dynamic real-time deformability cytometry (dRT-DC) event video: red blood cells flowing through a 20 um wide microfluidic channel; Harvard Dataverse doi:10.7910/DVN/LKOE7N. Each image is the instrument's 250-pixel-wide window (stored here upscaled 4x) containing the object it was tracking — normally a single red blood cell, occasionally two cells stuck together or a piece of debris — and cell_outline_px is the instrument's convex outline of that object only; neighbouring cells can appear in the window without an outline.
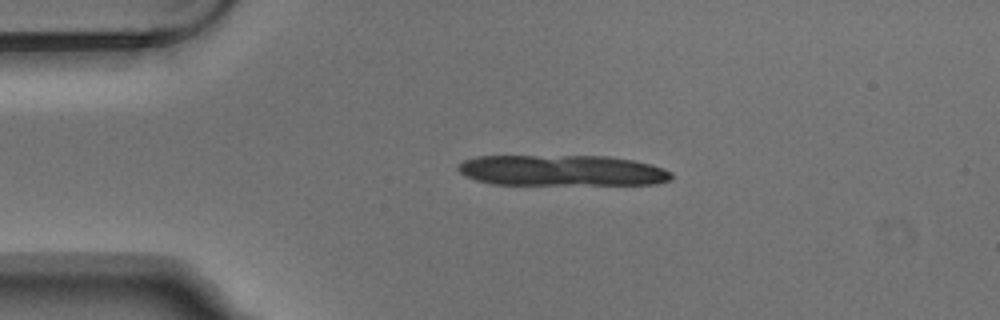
{"species": "Egyptian fruit bat (a non-hibernating species)", "species_latin": "Rousettus aegyptiacus", "temperature_condition": "warm", "stored_images_in_passage": 3, "camera_frame_rate_fps": 3000, "um_per_image_px": 0.085, "animal": {"sex": "male"}, "frame": {"image": 1, "passage_image": 2, "time_ms": 0.333, "image_size_px": [1000, 320], "cell_outline_px": [[672, 176], [668, 180], [656, 184], [492, 184], [476, 180], [464, 176], [456, 168], [456, 164], [464, 160], [476, 156], [608, 156], [636, 160], [652, 164], [664, 168], [672, 172]], "centroid_in_image_um": [47.74, 14.48], "position_along_channel_um": 37.3, "area_um2": 38.61}}